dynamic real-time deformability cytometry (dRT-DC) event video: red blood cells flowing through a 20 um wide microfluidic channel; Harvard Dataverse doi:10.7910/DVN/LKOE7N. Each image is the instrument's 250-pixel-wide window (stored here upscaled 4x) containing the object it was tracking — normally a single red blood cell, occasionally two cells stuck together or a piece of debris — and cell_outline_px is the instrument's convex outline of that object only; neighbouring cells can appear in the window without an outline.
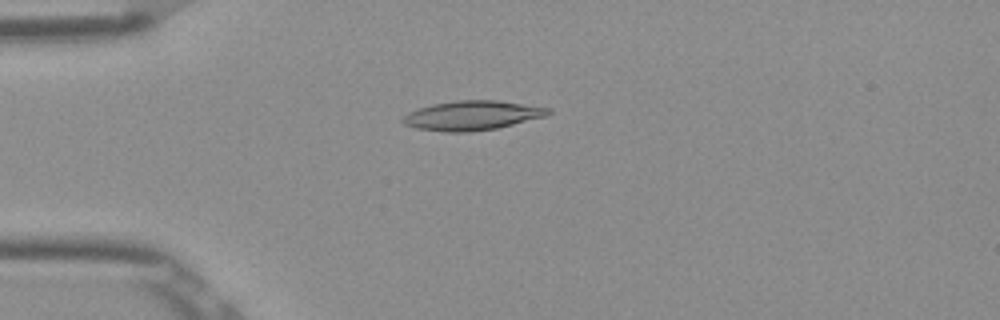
{"species": "Egyptian fruit bat (a non-hibernating species)", "species_latin": "Rousettus aegyptiacus", "temperature_condition": "room temperature", "stored_images_in_passage": 52, "camera_frame_rate_fps": 3000, "um_per_image_px": 0.085, "frame": {"image": 1, "passage_image": 13, "time_ms": 4.0, "image_size_px": [1000, 320], "cell_outline_px": [[552, 112], [548, 116], [496, 128], [468, 132], [444, 132], [416, 128], [404, 124], [400, 120], [408, 112], [432, 104], [456, 100], [496, 100], [552, 108]], "centroid_in_image_um": [40.15, 9.81], "position_along_channel_um": 44.9, "area_um2": 24.97}}
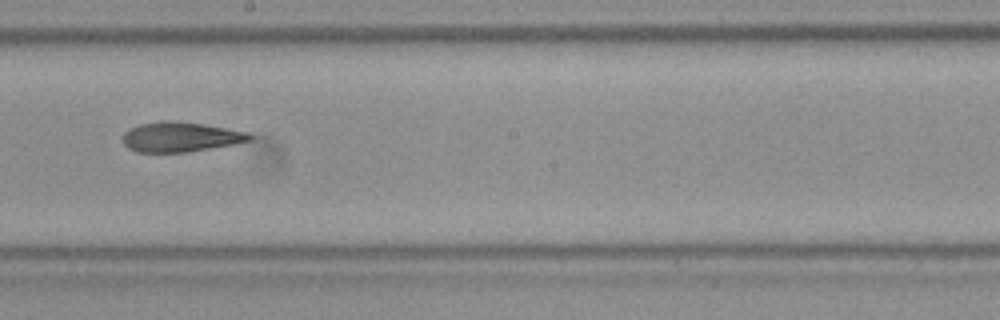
{"frame": {"image": 2, "passage_image": 29, "time_ms": 9.333, "image_size_px": [1000, 320], "cell_outline_px": [[252, 140], [236, 144], [188, 152], [136, 152], [128, 148], [124, 144], [124, 132], [128, 128], [140, 124], [172, 120], [176, 120], [228, 128], [248, 132], [252, 136]], "centroid_in_image_um": [15.36, 11.64], "position_along_channel_um": 232.8, "area_um2": 22.14}}
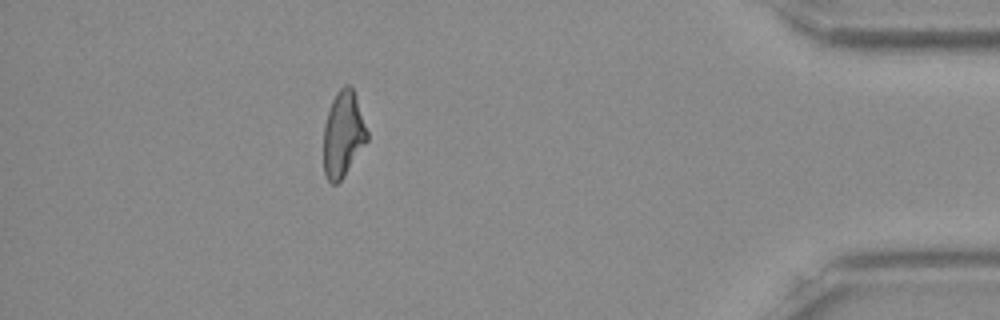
{"frame": {"image": 3, "passage_image": 46, "time_ms": 15.0, "image_size_px": [1000, 320], "cell_outline_px": [[368, 140], [344, 176], [336, 184], [332, 184], [324, 176], [324, 128], [328, 112], [332, 100], [336, 92], [344, 84], [348, 84], [352, 88], [368, 132]], "centroid_in_image_um": [29.16, 11.43], "position_along_channel_um": 406.0, "area_um2": 21.5}, "authors_computed_cell_mechanics": {"area_um2": 22.831, "velocity_mm_per_s": 3.9059, "shape_relaxation_time_tau1_ms": null, "shape_relaxation_time_tau2_ms": 5.8539, "deformation_change_tau1": null, "deformation_change_tau2": 0.17}}